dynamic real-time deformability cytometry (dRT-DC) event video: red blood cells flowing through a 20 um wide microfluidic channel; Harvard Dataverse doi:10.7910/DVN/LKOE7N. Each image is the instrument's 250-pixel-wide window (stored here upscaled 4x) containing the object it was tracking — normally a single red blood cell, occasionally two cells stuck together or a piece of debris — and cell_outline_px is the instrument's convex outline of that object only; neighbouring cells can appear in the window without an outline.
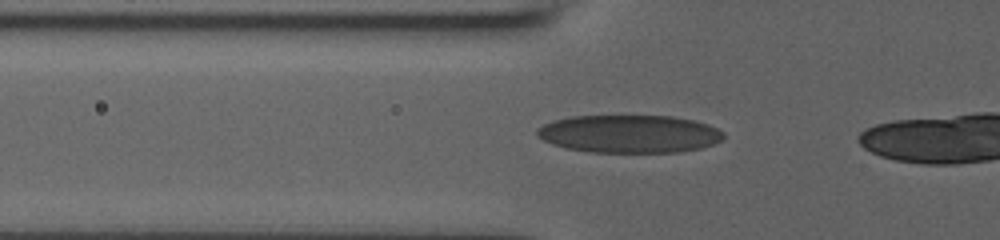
{"species": "human", "species_latin": "Homo sapiens", "temperature_condition": "room temperature", "stored_images_in_passage": 18, "camera_frame_rate_fps": 3000, "um_per_image_px": 0.085, "donor": {"sex": "male"}, "frame": {"image": 1, "passage_image": 15, "time_ms": 4.667, "image_size_px": [1000, 240], "cell_outline_px": [[724, 136], [720, 140], [712, 144], [700, 148], [680, 152], [588, 152], [564, 148], [552, 144], [536, 136], [536, 128], [552, 120], [568, 116], [672, 116], [692, 120], [708, 124], [724, 132]], "centroid_in_image_um": [53.44, 11.38], "position_along_channel_um": 72.4, "area_um2": 41.33}}